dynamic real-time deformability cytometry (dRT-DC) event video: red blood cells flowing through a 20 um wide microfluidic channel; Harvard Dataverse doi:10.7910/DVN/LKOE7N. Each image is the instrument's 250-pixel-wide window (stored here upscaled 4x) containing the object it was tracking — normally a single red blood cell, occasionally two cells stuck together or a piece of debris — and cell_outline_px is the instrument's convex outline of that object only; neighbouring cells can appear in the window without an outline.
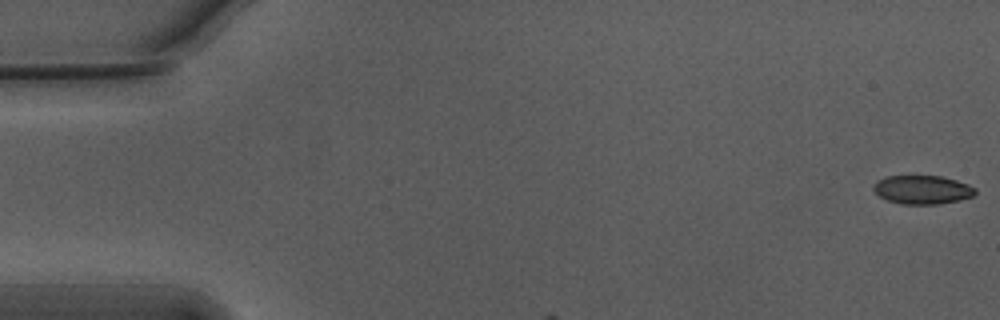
{"species": "Egyptian fruit bat (a non-hibernating species)", "species_latin": "Rousettus aegyptiacus", "temperature_condition": "warm", "stored_images_in_passage": 6, "camera_frame_rate_fps": 3000, "um_per_image_px": 0.085, "animal": {"sex": "male"}, "frame": {"image": 1, "passage_image": 1, "time_ms": 0.0, "image_size_px": [1000, 320], "cell_outline_px": [[976, 192], [972, 196], [960, 200], [940, 204], [900, 204], [888, 200], [880, 196], [872, 188], [876, 180], [888, 176], [940, 176], [956, 180], [968, 184], [976, 188]], "centroid_in_image_um": [78.41, 16.12], "position_along_channel_um": 6.6, "area_um2": 16.99}}